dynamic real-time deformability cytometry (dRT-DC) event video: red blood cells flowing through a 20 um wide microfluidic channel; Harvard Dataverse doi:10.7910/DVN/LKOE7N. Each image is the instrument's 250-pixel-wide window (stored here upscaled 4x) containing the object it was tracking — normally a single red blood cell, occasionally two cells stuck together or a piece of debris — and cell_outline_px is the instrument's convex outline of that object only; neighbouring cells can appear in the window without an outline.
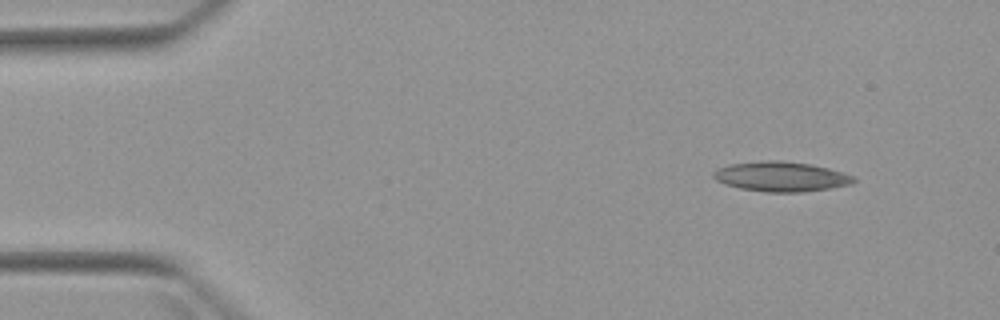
{"species": "Egyptian fruit bat (a non-hibernating species)", "species_latin": "Rousettus aegyptiacus", "temperature_condition": "warm", "stored_images_in_passage": 3, "camera_frame_rate_fps": 3000, "um_per_image_px": 0.085, "animal": {"sex": "female"}, "frame": {"image": 1, "passage_image": 1, "time_ms": 0.0, "image_size_px": [1000, 320], "cell_outline_px": [[856, 180], [852, 184], [832, 188], [804, 192], [764, 192], [740, 188], [724, 184], [716, 180], [712, 176], [712, 172], [716, 168], [728, 164], [760, 160], [780, 160], [812, 164], [828, 168], [856, 176]], "centroid_in_image_um": [66.38, 15.0], "position_along_channel_um": 18.6, "area_um2": 24.85}}